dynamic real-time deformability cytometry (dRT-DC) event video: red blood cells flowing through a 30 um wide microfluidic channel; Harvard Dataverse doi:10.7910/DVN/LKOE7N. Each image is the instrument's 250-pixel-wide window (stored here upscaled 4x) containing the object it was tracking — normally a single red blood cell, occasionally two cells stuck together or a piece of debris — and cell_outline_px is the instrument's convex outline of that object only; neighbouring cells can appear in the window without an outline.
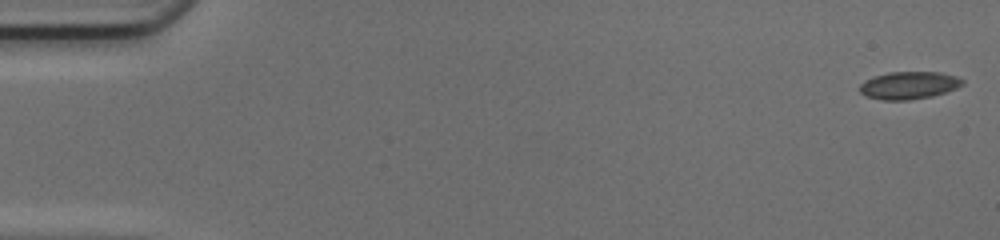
{"species": "common noctule bat (a hibernating species)", "species_latin": "Nyctalus noctula", "temperature_condition": "cold", "stored_images_in_passage": 49, "camera_frame_rate_fps": 3000, "um_per_image_px": 0.085, "animal": {"sex": "female", "body_mass_g": 17.0, "forearm_length_mm": 48.0}, "frame": {"image": 1, "passage_image": 1, "time_ms": 0.0, "image_size_px": [1000, 240], "cell_outline_px": [[964, 84], [956, 88], [932, 96], [908, 100], [880, 100], [864, 96], [860, 92], [860, 84], [864, 80], [888, 72], [940, 72], [956, 76], [964, 80]], "centroid_in_image_um": [77.24, 7.25], "position_along_channel_um": 7.8, "area_um2": 16.53}}
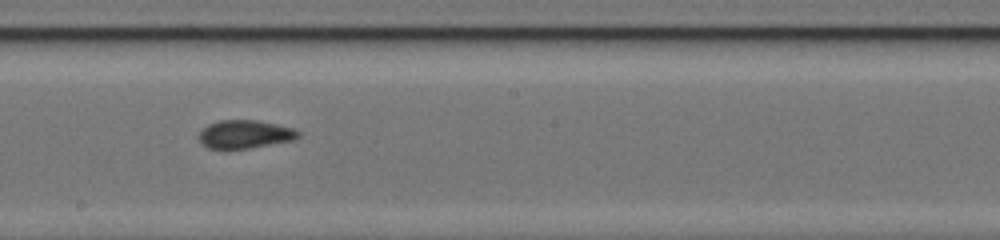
{"frame": {"image": 2, "passage_image": 28, "time_ms": 9.0, "image_size_px": [1000, 240], "cell_outline_px": [[300, 136], [296, 140], [248, 148], [208, 148], [196, 136], [208, 124], [220, 120], [256, 120], [276, 124], [292, 128], [300, 132]], "centroid_in_image_um": [20.84, 11.4], "position_along_channel_um": 227.4, "area_um2": 16.24}}
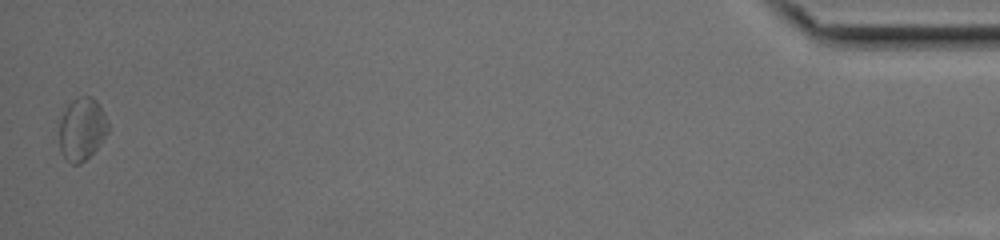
{"frame": {"image": 3, "passage_image": 49, "time_ms": 16.0, "image_size_px": [1000, 240], "cell_outline_px": [[108, 132], [96, 148], [80, 164], [72, 164], [64, 156], [60, 148], [60, 120], [68, 104], [76, 96], [92, 96], [96, 100], [104, 112], [108, 124]], "centroid_in_image_um": [6.97, 10.93], "position_along_channel_um": 428.2, "area_um2": 17.57}, "authors_computed_cell_mechanics": {"area_um2": 16.5308, "velocity_mm_per_s": 4.224, "shape_relaxation_time_tau1_ms": null, "shape_relaxation_time_tau2_ms": 3.1649, "deformation_change_tau1": null, "deformation_change_tau2": 0.0816}}